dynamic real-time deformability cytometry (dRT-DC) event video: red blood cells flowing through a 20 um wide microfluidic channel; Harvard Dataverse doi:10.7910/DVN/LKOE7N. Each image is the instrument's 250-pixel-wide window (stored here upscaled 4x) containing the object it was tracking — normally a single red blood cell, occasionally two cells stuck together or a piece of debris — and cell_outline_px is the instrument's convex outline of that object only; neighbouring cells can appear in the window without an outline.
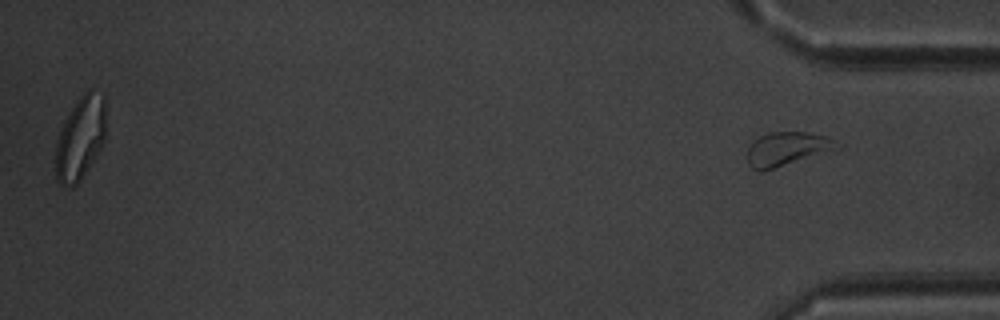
{"species": "common noctule bat (a hibernating species)", "species_latin": "Nyctalus noctula", "temperature_condition": "warm", "stored_images_in_passage": 44, "segment_of_instrument_passage": [2, 2], "camera_frame_rate_fps": 3000, "um_per_image_px": 0.085, "animal": {"sex": "male", "body_mass_g": 20.1, "forearm_length_mm": 53.5}, "frame": {"image": 1, "passage_image": 44, "time_ms": 14.333, "image_size_px": [1000, 320], "cell_outline_px": [[844, 148], [760, 172], [752, 168], [748, 164], [748, 148], [752, 140], [768, 132], [808, 132], [828, 136], [844, 144]], "centroid_in_image_um": [66.98, 12.64], "position_along_channel_um": 368.2, "area_um2": 18.15}}